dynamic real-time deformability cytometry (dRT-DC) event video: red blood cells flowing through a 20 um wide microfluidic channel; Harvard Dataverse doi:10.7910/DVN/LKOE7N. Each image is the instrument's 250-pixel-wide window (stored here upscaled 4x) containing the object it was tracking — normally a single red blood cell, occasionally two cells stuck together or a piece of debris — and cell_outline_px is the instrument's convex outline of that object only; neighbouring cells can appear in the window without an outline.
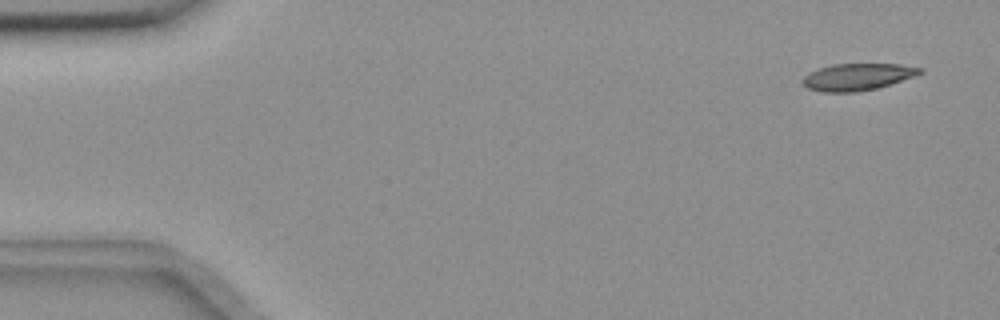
{"species": "common noctule bat (a hibernating species)", "species_latin": "Nyctalus noctula", "temperature_condition": "room temperature", "stored_images_in_passage": 54, "camera_frame_rate_fps": 3000, "um_per_image_px": 0.085, "animal": {"sex": "female", "body_mass_g": 18.4}, "frame": {"image": 1, "passage_image": 2, "time_ms": 0.333, "image_size_px": [1000, 320], "cell_outline_px": [[924, 72], [876, 88], [856, 92], [820, 92], [808, 88], [800, 80], [808, 72], [832, 64], [900, 64], [924, 68]], "centroid_in_image_um": [72.84, 6.53], "position_along_channel_um": 12.2, "area_um2": 18.26}}
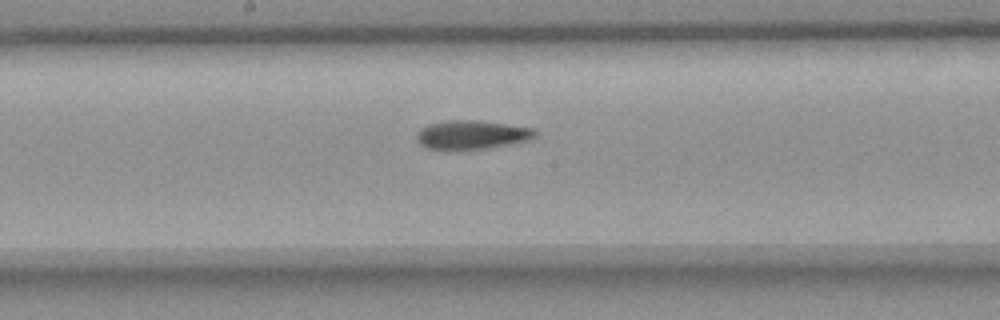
{"frame": {"image": 2, "passage_image": 28, "time_ms": 9.0, "image_size_px": [1000, 320], "cell_outline_px": [[540, 132], [532, 140], [484, 148], [428, 148], [420, 144], [416, 140], [416, 132], [420, 128], [428, 124], [444, 120], [480, 120], [536, 128]], "centroid_in_image_um": [40.16, 11.41], "position_along_channel_um": 208.0, "area_um2": 19.94}}
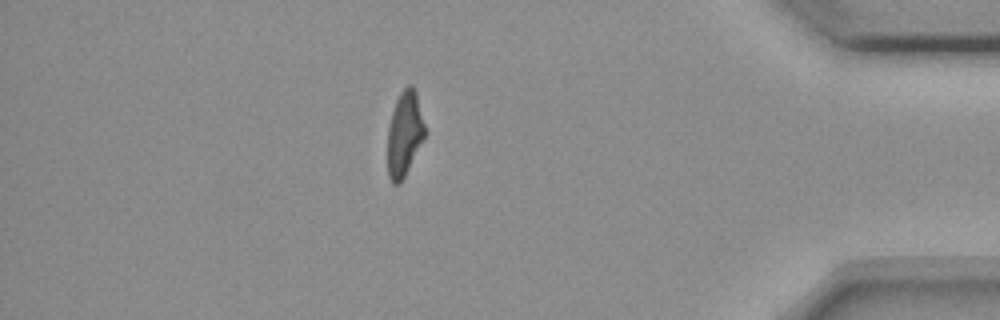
{"frame": {"image": 3, "passage_image": 47, "time_ms": 15.333, "image_size_px": [1000, 320], "cell_outline_px": [[424, 136], [400, 184], [392, 184], [388, 176], [388, 128], [392, 112], [396, 100], [400, 92], [408, 84], [412, 84], [416, 92], [424, 124]], "centroid_in_image_um": [34.35, 11.35], "position_along_channel_um": 400.8, "area_um2": 17.98}, "authors_computed_cell_mechanics": {"area_um2": 19.5942, "velocity_mm_per_s": 3.6733, "shape_relaxation_time_tau1_ms": 8.072, "shape_relaxation_time_tau2_ms": 4.2566, "deformation_change_tau1": 0.2178, "deformation_change_tau2": 0.1292}}